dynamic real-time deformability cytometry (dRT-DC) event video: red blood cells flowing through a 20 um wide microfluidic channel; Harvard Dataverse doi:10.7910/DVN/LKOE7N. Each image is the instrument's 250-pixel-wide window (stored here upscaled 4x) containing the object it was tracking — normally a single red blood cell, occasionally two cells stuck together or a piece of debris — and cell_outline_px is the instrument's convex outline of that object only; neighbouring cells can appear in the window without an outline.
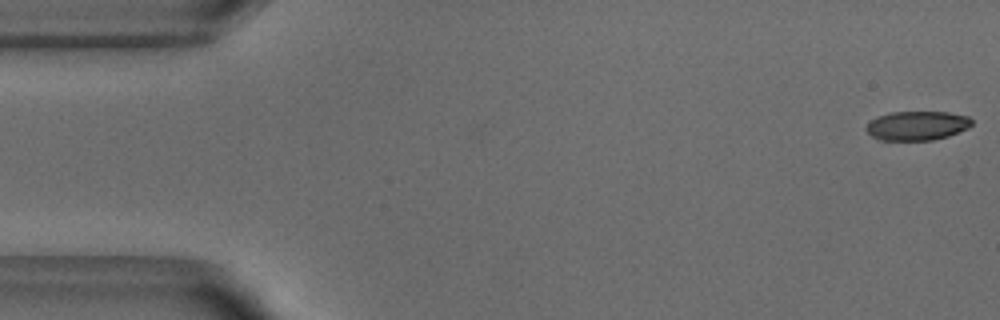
{"species": "common noctule bat (a hibernating species)", "species_latin": "Nyctalus noctula", "temperature_condition": "warm", "stored_images_in_passage": 51, "camera_frame_rate_fps": 3000, "um_per_image_px": 0.085, "animal": {"sex": "male", "body_mass_g": 18.8}, "frame": {"image": 1, "passage_image": 1, "time_ms": 0.0, "image_size_px": [1000, 320], "cell_outline_px": [[972, 124], [968, 128], [948, 136], [932, 140], [876, 140], [864, 128], [872, 120], [880, 116], [892, 112], [948, 112], [968, 116], [972, 120]], "centroid_in_image_um": [77.96, 10.69], "position_along_channel_um": 7.0, "area_um2": 17.86}}
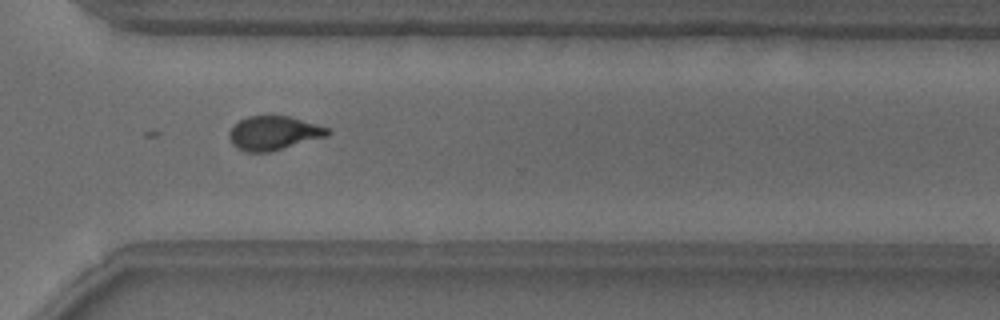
{"frame": {"image": 2, "passage_image": 37, "time_ms": 12.0, "image_size_px": [1000, 320], "cell_outline_px": [[332, 132], [328, 136], [268, 152], [244, 152], [236, 148], [232, 144], [228, 136], [228, 132], [240, 120], [248, 116], [288, 116], [316, 124], [328, 128]], "centroid_in_image_um": [23.25, 11.32], "position_along_channel_um": 347.4, "area_um2": 19.36}}
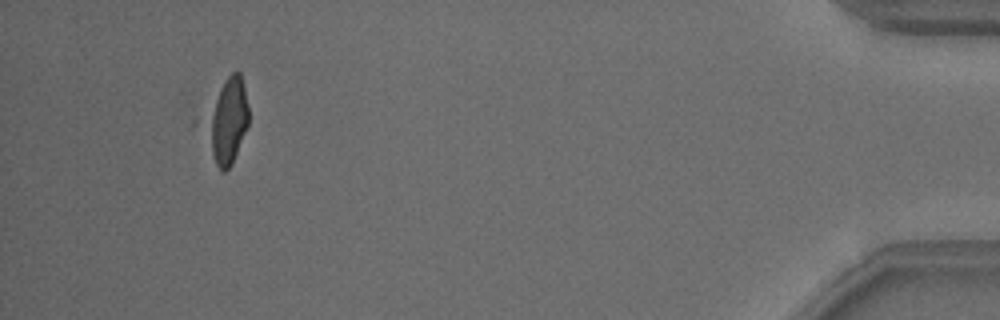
{"frame": {"image": 3, "passage_image": 48, "time_ms": 15.667, "image_size_px": [1000, 320], "cell_outline_px": [[248, 124], [232, 164], [224, 172], [216, 164], [212, 152], [204, 124], [204, 120], [220, 88], [228, 76], [232, 72], [240, 72], [244, 88], [248, 108]], "centroid_in_image_um": [19.33, 10.27], "position_along_channel_um": 415.9, "area_um2": 20.4}}